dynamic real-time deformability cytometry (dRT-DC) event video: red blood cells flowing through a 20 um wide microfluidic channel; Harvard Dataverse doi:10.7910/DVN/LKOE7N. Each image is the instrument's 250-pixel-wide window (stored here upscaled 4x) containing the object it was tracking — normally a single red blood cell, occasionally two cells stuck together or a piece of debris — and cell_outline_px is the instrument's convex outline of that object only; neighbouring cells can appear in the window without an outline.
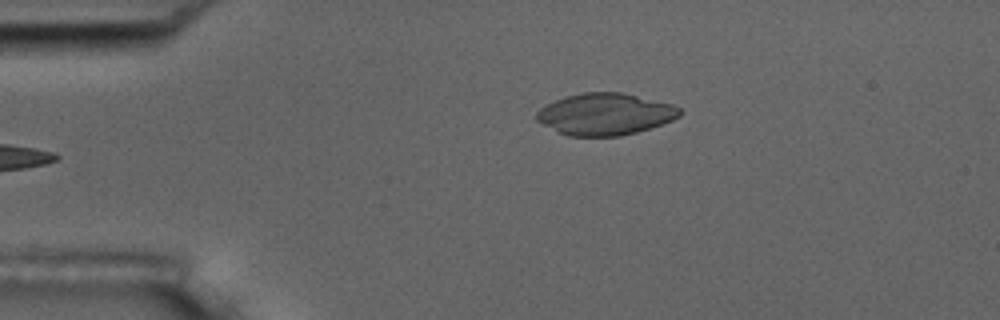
{"species": "common noctule bat (a hibernating species)", "species_latin": "Nyctalus noctula", "temperature_condition": "room temperature", "stored_images_in_passage": 5, "camera_frame_rate_fps": 3000, "um_per_image_px": 0.085, "animal": {"sex": "male", "body_mass_g": 17.5, "forearm_length_mm": 52.3}, "frame": {"image": 1, "passage_image": 5, "time_ms": 4.667, "image_size_px": [1000, 320], "cell_outline_px": [[680, 116], [672, 120], [636, 132], [620, 136], [568, 136], [556, 132], [536, 120], [536, 112], [540, 108], [556, 100], [568, 96], [584, 92], [620, 92], [672, 104], [680, 108]], "centroid_in_image_um": [51.41, 9.71], "position_along_channel_um": 33.6, "area_um2": 34.56}}